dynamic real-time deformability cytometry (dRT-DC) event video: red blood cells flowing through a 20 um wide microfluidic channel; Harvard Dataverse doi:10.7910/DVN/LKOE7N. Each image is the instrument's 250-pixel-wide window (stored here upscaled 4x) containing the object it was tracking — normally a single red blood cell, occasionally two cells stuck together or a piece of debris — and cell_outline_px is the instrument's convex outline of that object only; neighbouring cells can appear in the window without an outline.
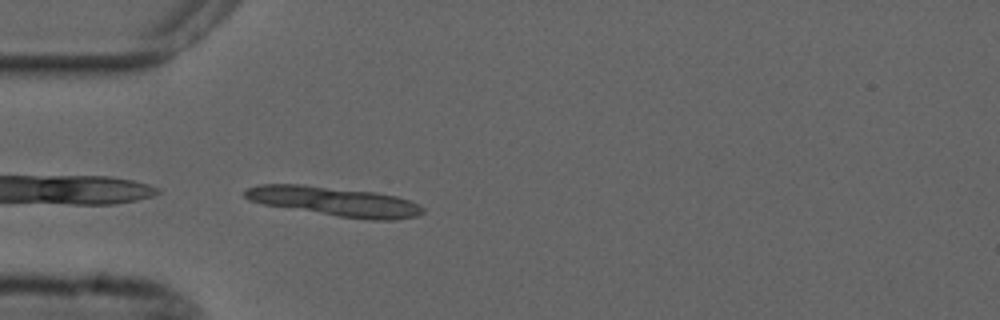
{"species": "common noctule bat (a hibernating species)", "species_latin": "Nyctalus noctula", "temperature_condition": "cold", "stored_images_in_passage": 32, "segment_of_instrument_passage": [1, 2], "camera_frame_rate_fps": 3000, "um_per_image_px": 0.085, "animal": {"sex": "male", "forearm_length_mm": 52.5}, "frame": {"image": 1, "passage_image": 1, "time_ms": 0.0, "image_size_px": [1000, 320], "cell_outline_px": [[424, 212], [416, 216], [392, 220], [368, 220], [340, 216], [264, 204], [248, 200], [244, 196], [244, 192], [248, 188], [260, 184], [304, 184], [376, 192], [396, 196], [420, 204], [424, 208]], "centroid_in_image_um": [28.46, 17.11], "position_along_channel_um": 56.5, "area_um2": 30.23}}